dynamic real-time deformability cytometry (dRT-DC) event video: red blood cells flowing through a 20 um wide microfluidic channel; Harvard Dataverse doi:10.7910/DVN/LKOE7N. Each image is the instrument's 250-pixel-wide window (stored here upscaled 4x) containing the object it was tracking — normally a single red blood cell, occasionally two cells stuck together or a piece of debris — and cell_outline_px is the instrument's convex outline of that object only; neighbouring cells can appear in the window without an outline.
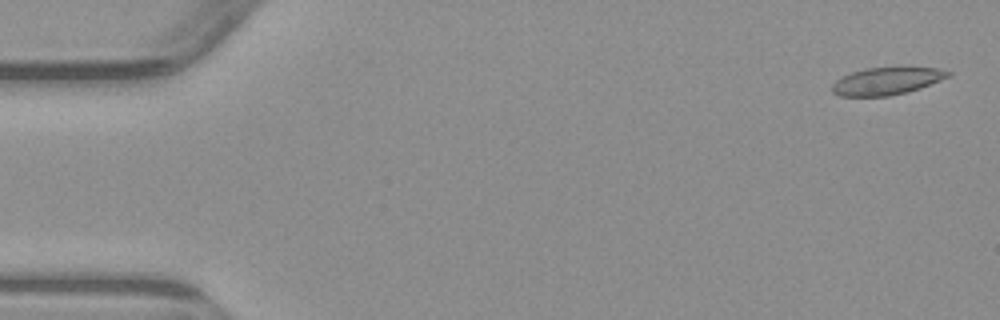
{"species": "common noctule bat (a hibernating species)", "species_latin": "Nyctalus noctula", "temperature_condition": "warm", "stored_images_in_passage": 4, "camera_frame_rate_fps": 3000, "um_per_image_px": 0.085, "animal": {"sex": "male", "body_mass_g": 23.1, "forearm_length_mm": 52.7}, "frame": {"image": 1, "passage_image": 1, "time_ms": 0.0, "image_size_px": [1000, 320], "cell_outline_px": [[952, 76], [920, 88], [908, 92], [888, 96], [840, 96], [832, 92], [832, 84], [840, 76], [864, 68], [936, 68], [952, 72]], "centroid_in_image_um": [75.36, 6.9], "position_along_channel_um": 9.6, "area_um2": 18.5}}
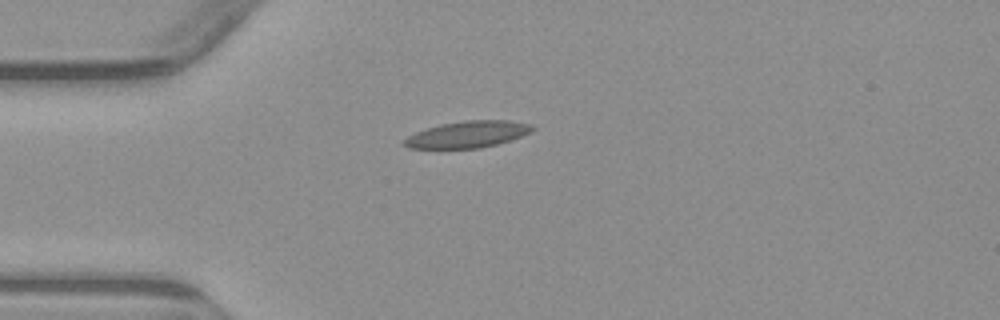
{"frame": {"image": 2, "passage_image": 4, "time_ms": 4.0, "image_size_px": [1000, 320], "cell_outline_px": [[536, 128], [532, 132], [496, 144], [480, 148], [408, 148], [404, 144], [404, 140], [408, 136], [424, 128], [440, 124], [464, 120], [508, 120], [532, 124]], "centroid_in_image_um": [39.76, 11.41], "position_along_channel_um": 45.2, "area_um2": 19.83}}